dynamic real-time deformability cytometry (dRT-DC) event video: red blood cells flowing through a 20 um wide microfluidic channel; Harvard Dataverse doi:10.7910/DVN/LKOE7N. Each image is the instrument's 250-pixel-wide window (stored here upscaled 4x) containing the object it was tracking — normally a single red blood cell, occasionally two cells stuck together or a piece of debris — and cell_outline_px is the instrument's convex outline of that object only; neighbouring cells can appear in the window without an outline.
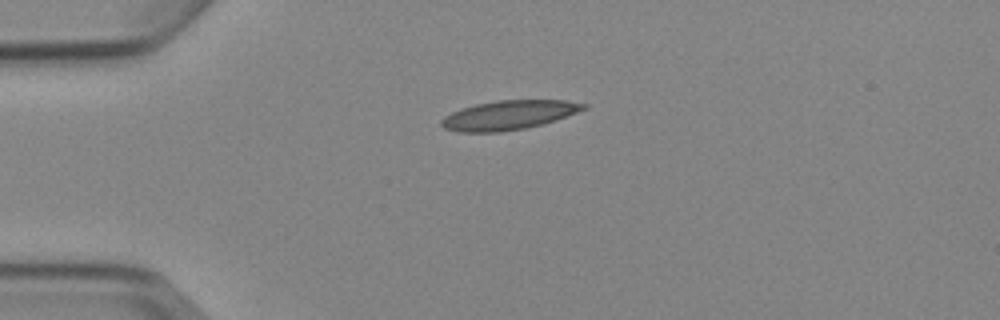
{"species": "Egyptian fruit bat (a non-hibernating species)", "species_latin": "Rousettus aegyptiacus", "temperature_condition": "cold", "stored_images_in_passage": 5, "camera_frame_rate_fps": 3000, "um_per_image_px": 0.085, "animal": {"sex": "female"}, "frame": {"image": 1, "passage_image": 5, "time_ms": 5.667, "image_size_px": [1000, 320], "cell_outline_px": [[588, 108], [540, 124], [524, 128], [500, 132], [460, 132], [444, 128], [440, 124], [440, 120], [444, 116], [460, 108], [476, 104], [496, 100], [564, 100], [588, 104]], "centroid_in_image_um": [43.18, 9.77], "position_along_channel_um": 41.8, "area_um2": 23.99}}